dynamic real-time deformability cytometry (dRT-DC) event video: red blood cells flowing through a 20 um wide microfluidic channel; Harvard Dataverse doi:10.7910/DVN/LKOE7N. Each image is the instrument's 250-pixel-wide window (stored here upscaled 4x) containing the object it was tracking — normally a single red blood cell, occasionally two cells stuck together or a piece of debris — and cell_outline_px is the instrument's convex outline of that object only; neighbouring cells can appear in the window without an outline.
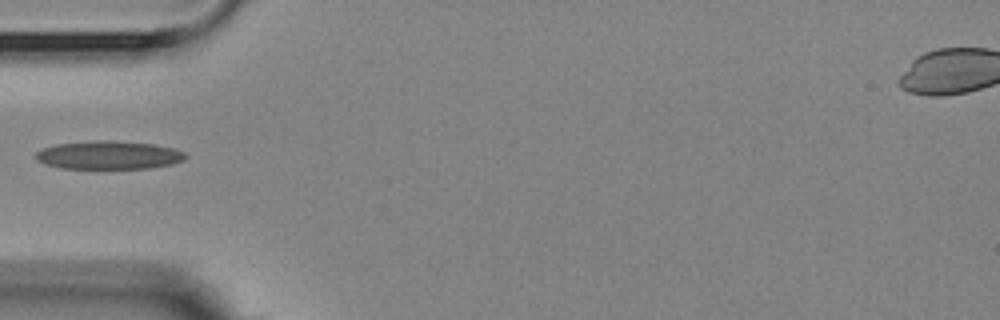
{"species": "Egyptian fruit bat (a non-hibernating species)", "species_latin": "Rousettus aegyptiacus", "temperature_condition": "room temperature", "stored_images_in_passage": 1, "camera_frame_rate_fps": 3000, "um_per_image_px": 0.085, "animal": {"sex": "female"}, "frame": {"image": 1, "passage_image": 1, "time_ms": 0.0, "image_size_px": [1000, 320], "cell_outline_px": [[188, 156], [184, 160], [172, 164], [152, 168], [60, 168], [44, 164], [36, 160], [36, 152], [40, 148], [56, 144], [96, 140], [112, 140], [156, 144], [172, 148], [184, 152]], "centroid_in_image_um": [9.23, 13.18], "position_along_channel_um": 75.8, "area_um2": 24.91}}